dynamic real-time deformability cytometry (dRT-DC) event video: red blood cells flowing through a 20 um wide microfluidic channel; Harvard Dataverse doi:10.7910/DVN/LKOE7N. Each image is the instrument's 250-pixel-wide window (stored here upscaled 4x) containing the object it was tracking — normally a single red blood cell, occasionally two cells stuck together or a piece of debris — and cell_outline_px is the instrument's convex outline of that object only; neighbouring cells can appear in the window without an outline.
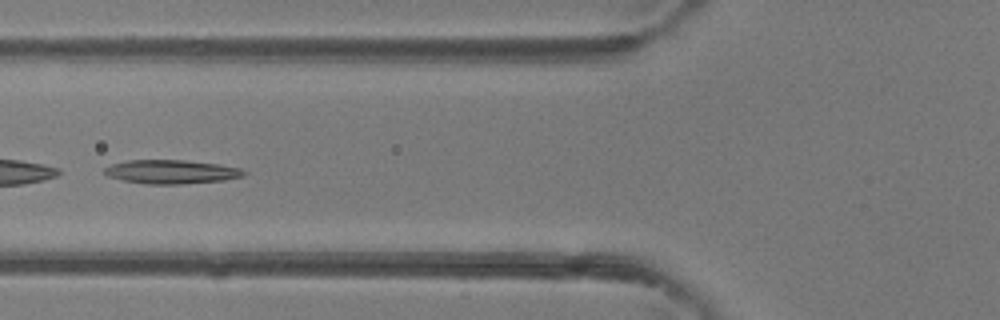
{"species": "common noctule bat (a hibernating species)", "species_latin": "Nyctalus noctula", "temperature_condition": "room temperature", "stored_images_in_passage": 32, "camera_frame_rate_fps": 3000, "um_per_image_px": 0.085, "animal": {"sex": "female"}, "frame": {"image": 1, "passage_image": 5, "time_ms": 1.333, "image_size_px": [1000, 320], "cell_outline_px": [[248, 172], [244, 176], [224, 180], [180, 184], [148, 184], [124, 180], [108, 176], [104, 172], [104, 168], [112, 164], [128, 160], [184, 160], [216, 164], [240, 168]], "centroid_in_image_um": [14.58, 14.6], "position_along_channel_um": 111.2, "area_um2": 19.19}}
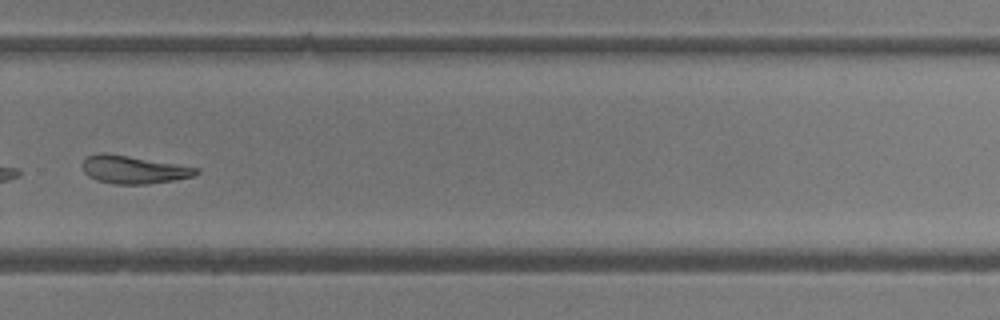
{"frame": {"image": 2, "passage_image": 19, "time_ms": 6.0, "image_size_px": [1000, 320], "cell_outline_px": [[200, 172], [192, 176], [172, 180], [148, 184], [112, 184], [96, 180], [88, 176], [84, 172], [80, 164], [88, 156], [100, 152], [104, 152], [200, 168]], "centroid_in_image_um": [11.3, 14.42], "position_along_channel_um": 318.5, "area_um2": 18.44}}